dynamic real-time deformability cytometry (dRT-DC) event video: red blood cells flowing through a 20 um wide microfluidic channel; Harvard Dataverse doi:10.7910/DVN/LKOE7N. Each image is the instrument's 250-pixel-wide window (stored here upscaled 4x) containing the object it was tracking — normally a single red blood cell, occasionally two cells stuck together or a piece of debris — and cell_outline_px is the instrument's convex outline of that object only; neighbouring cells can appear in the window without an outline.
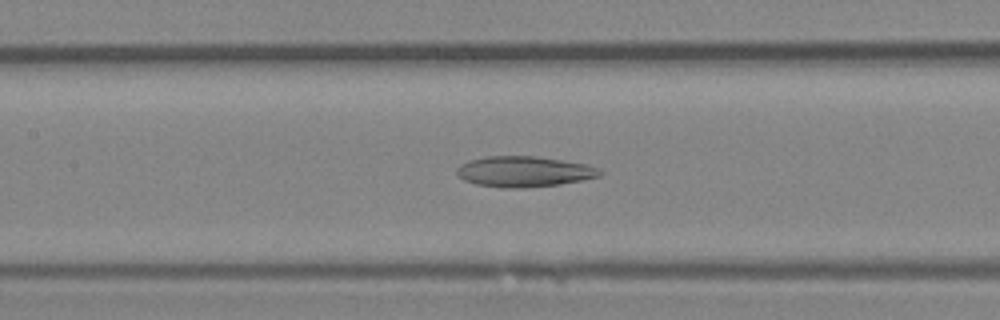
{"species": "Egyptian fruit bat (a non-hibernating species)", "species_latin": "Rousettus aegyptiacus", "temperature_condition": "room temperature", "stored_images_in_passage": 36, "camera_frame_rate_fps": 3000, "um_per_image_px": 0.085, "animal": {"sex": "female"}, "frame": {"image": 1, "passage_image": 12, "time_ms": 3.667, "image_size_px": [1000, 320], "cell_outline_px": [[604, 172], [600, 176], [560, 184], [520, 188], [504, 188], [476, 184], [464, 180], [456, 172], [456, 168], [460, 164], [468, 160], [488, 156], [536, 156], [588, 164]], "centroid_in_image_um": [44.52, 14.58], "position_along_channel_um": 162.9, "area_um2": 25.49}}
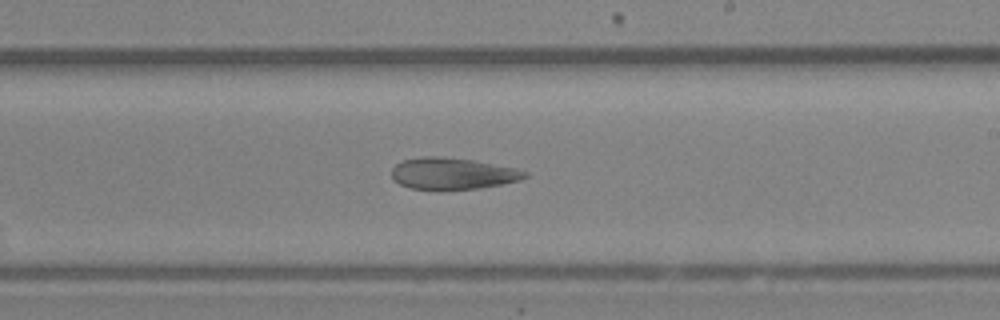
{"frame": {"image": 2, "passage_image": 18, "time_ms": 5.667, "image_size_px": [1000, 320], "cell_outline_px": [[528, 176], [520, 180], [480, 188], [444, 192], [412, 188], [400, 184], [392, 176], [392, 168], [400, 160], [420, 156], [440, 156], [472, 160], [516, 168], [528, 172]], "centroid_in_image_um": [38.45, 14.77], "position_along_channel_um": 250.6, "area_um2": 25.09}}
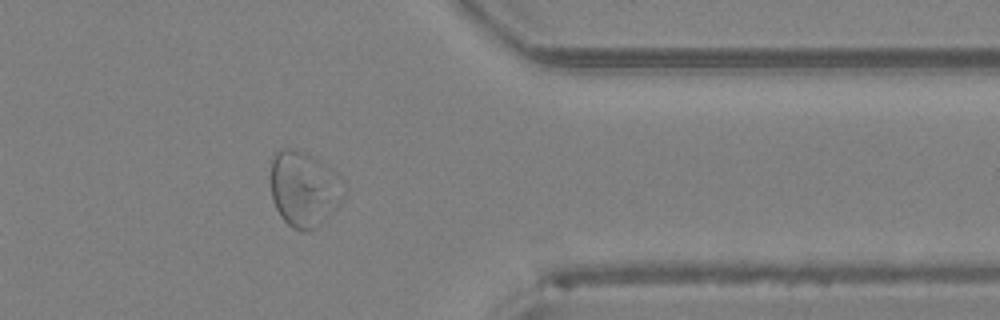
{"frame": {"image": 3, "passage_image": 28, "time_ms": 9.0, "image_size_px": [1000, 320], "cell_outline_px": [[348, 188], [344, 200], [316, 228], [308, 232], [304, 232], [288, 224], [280, 216], [272, 200], [272, 156], [276, 152], [284, 148], [292, 148], [304, 152], [328, 164], [344, 180]], "centroid_in_image_um": [25.92, 16.05], "position_along_channel_um": 385.5, "area_um2": 32.71}}